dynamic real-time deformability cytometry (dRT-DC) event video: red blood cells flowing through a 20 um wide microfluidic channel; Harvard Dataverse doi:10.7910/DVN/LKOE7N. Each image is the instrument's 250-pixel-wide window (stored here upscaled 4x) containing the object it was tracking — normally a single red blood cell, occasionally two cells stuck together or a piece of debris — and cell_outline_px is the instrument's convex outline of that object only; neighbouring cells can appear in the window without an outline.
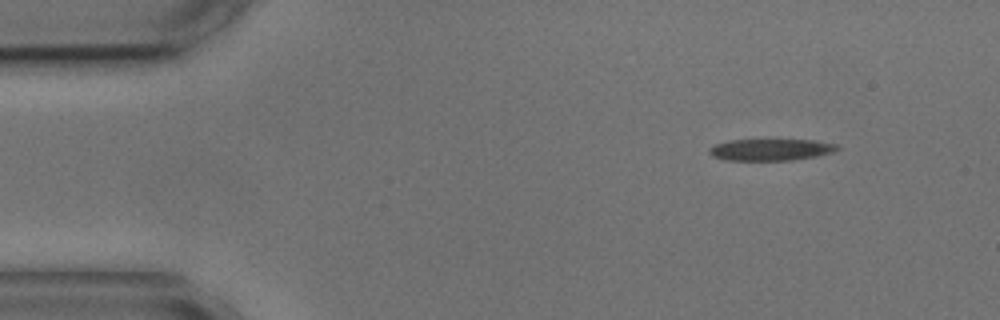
{"species": "common noctule bat (a hibernating species)", "species_latin": "Nyctalus noctula", "temperature_condition": "cold", "stored_images_in_passage": 4, "camera_frame_rate_fps": 3000, "um_per_image_px": 0.085, "animal": {"sex": "male", "body_mass_g": 17.9, "forearm_length_mm": 54.2}, "frame": {"image": 1, "passage_image": 1, "time_ms": 0.0, "image_size_px": [1000, 320], "cell_outline_px": [[840, 148], [836, 152], [816, 156], [792, 160], [728, 160], [712, 156], [708, 152], [708, 148], [716, 144], [728, 140], [816, 140], [840, 144]], "centroid_in_image_um": [65.57, 12.72], "position_along_channel_um": 19.4, "area_um2": 16.3}}
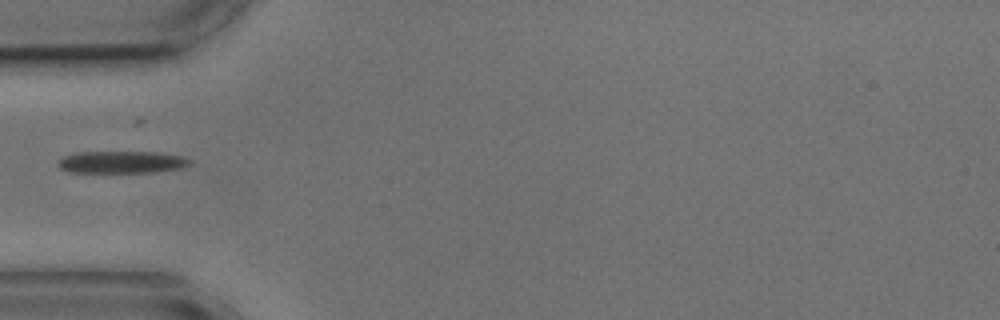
{"frame": {"image": 2, "passage_image": 4, "time_ms": 3.667, "image_size_px": [1000, 320], "cell_outline_px": [[192, 164], [180, 168], [152, 172], [68, 172], [60, 168], [56, 164], [56, 160], [64, 156], [76, 152], [156, 152], [180, 156], [192, 160]], "centroid_in_image_um": [10.29, 13.78], "position_along_channel_um": 74.7, "area_um2": 17.05}}